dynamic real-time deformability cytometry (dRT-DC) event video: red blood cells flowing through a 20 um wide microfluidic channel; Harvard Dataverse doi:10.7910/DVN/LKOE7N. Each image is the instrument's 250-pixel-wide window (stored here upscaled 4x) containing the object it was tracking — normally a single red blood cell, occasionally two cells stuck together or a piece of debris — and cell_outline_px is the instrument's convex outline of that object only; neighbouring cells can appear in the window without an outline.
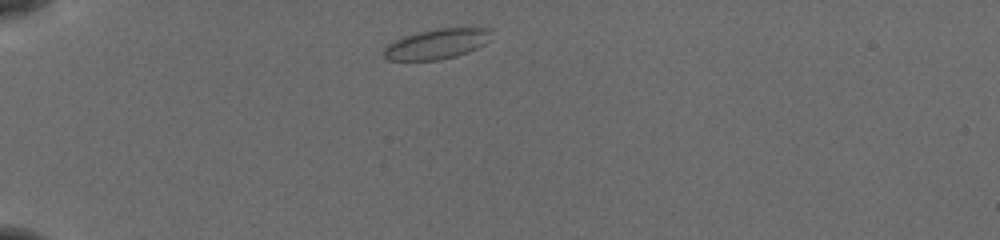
{"species": "common noctule bat (a hibernating species)", "species_latin": "Nyctalus noctula", "temperature_condition": "cold", "stored_images_in_passage": 40, "camera_frame_rate_fps": 3000, "um_per_image_px": 0.085, "animal": {"sex": "female", "body_mass_g": 19.5, "forearm_length_mm": 54.1}, "frame": {"image": 1, "passage_image": 2, "time_ms": 0.333, "image_size_px": [1000, 240], "cell_outline_px": [[492, 32], [484, 44], [476, 48], [456, 56], [436, 60], [388, 60], [384, 56], [384, 48], [388, 44], [404, 36], [416, 32], [436, 28], [488, 28]], "centroid_in_image_um": [37.09, 3.73], "position_along_channel_um": 47.9, "area_um2": 18.61}}
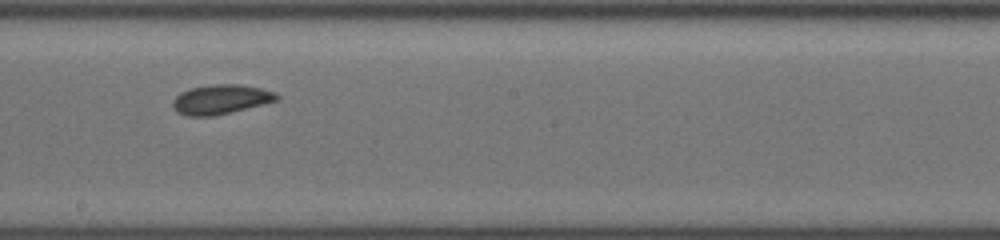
{"frame": {"image": 2, "passage_image": 19, "time_ms": 6.0, "image_size_px": [1000, 240], "cell_outline_px": [[280, 100], [212, 116], [188, 116], [176, 112], [172, 104], [172, 100], [180, 92], [192, 88], [212, 84], [240, 84], [260, 88], [276, 92], [280, 96]], "centroid_in_image_um": [18.77, 8.44], "position_along_channel_um": 229.4, "area_um2": 17.86}}
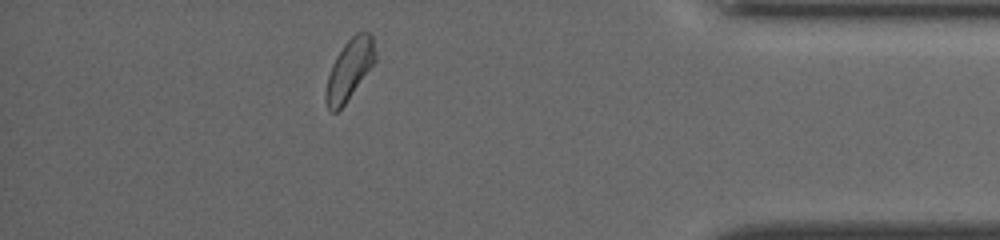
{"frame": {"image": 3, "passage_image": 35, "time_ms": 11.333, "image_size_px": [1000, 240], "cell_outline_px": [[376, 60], [344, 104], [336, 112], [332, 112], [328, 108], [324, 100], [324, 92], [328, 76], [332, 64], [336, 56], [344, 44], [356, 32], [368, 32], [372, 36], [376, 56]], "centroid_in_image_um": [29.67, 5.9], "position_along_channel_um": 405.5, "area_um2": 17.17}, "authors_computed_cell_mechanics": {"area_um2": 17.6579, "velocity_mm_per_s": 3.8578, "shape_relaxation_time_tau1_ms": 4.0638, "shape_relaxation_time_tau2_ms": 2.5425, "deformation_change_tau1": 0.0675, "deformation_change_tau2": 0.0579}}